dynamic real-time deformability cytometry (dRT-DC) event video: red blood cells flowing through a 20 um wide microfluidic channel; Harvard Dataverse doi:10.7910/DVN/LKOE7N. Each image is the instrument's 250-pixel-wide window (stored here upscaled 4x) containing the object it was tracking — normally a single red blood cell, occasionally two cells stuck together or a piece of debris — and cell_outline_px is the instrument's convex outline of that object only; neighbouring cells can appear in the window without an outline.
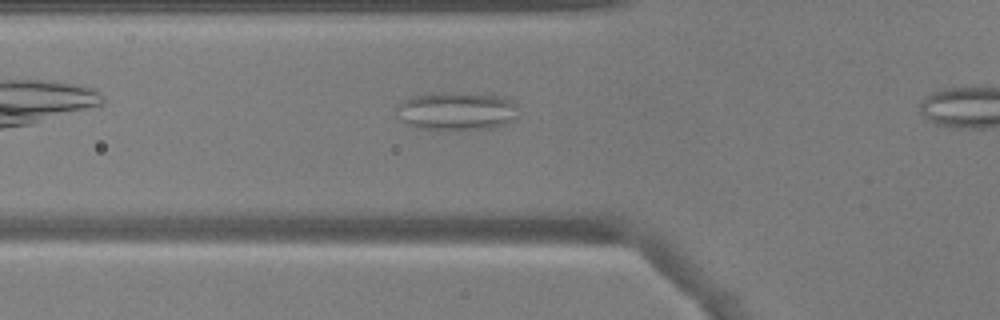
{"species": "common noctule bat (a hibernating species)", "species_latin": "Nyctalus noctula", "temperature_condition": "warm", "stored_images_in_passage": 7, "camera_frame_rate_fps": 3000, "um_per_image_px": 0.085, "animal": {"sex": "male", "body_mass_g": 17.9, "forearm_length_mm": 54.2}, "frame": {"image": 1, "passage_image": 7, "time_ms": 2.0, "image_size_px": [1000, 320], "cell_outline_px": [[516, 116], [508, 124], [492, 128], [420, 128], [404, 124], [396, 112], [396, 108], [408, 96], [428, 92], [468, 92], [496, 96], [508, 100], [516, 104]], "centroid_in_image_um": [38.75, 9.4], "position_along_channel_um": 87.0, "area_um2": 27.05}}